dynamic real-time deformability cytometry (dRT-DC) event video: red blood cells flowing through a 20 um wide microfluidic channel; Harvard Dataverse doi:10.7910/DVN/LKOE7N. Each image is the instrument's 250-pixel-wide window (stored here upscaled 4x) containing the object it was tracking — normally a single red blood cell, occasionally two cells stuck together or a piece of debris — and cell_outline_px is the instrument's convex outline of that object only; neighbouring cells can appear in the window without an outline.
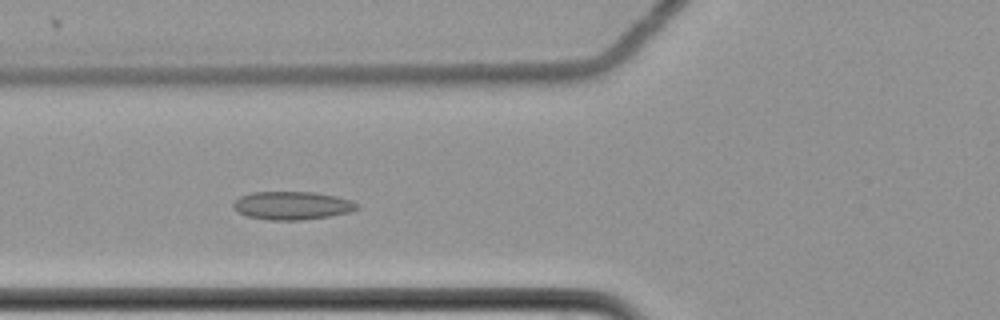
{"species": "common noctule bat (a hibernating species)", "species_latin": "Nyctalus noctula", "temperature_condition": "cold", "stored_images_in_passage": 10, "camera_frame_rate_fps": 3000, "um_per_image_px": 0.085, "animal": {"sex": "female", "body_mass_g": 22.7, "forearm_length_mm": 54.2}, "frame": {"image": 1, "passage_image": 6, "time_ms": 1.667, "image_size_px": [1000, 320], "cell_outline_px": [[360, 208], [352, 212], [328, 216], [300, 220], [268, 220], [248, 216], [232, 208], [232, 204], [240, 196], [252, 192], [312, 192], [336, 196], [352, 200]], "centroid_in_image_um": [24.84, 17.47], "position_along_channel_um": 101.0, "area_um2": 20.29}}
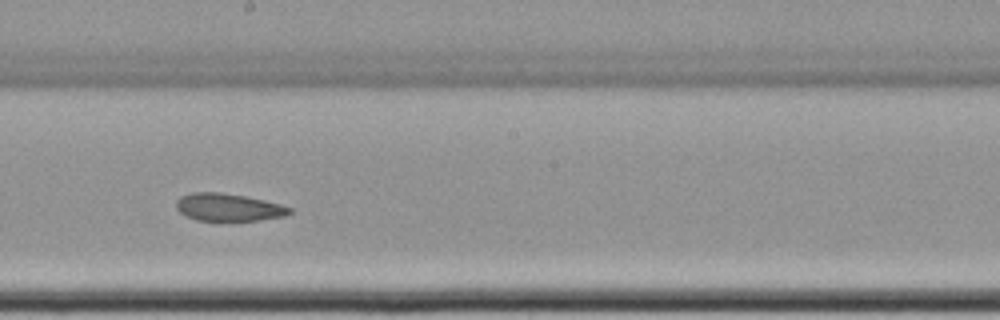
{"frame": {"image": 2, "passage_image": 9, "time_ms": 2.667, "image_size_px": [1000, 320], "cell_outline_px": [[292, 212], [284, 216], [260, 220], [196, 220], [180, 212], [176, 208], [176, 200], [180, 196], [192, 192], [220, 192], [244, 196], [264, 200], [280, 204], [292, 208]], "centroid_in_image_um": [19.4, 17.61], "position_along_channel_um": 228.8, "area_um2": 18.09}}
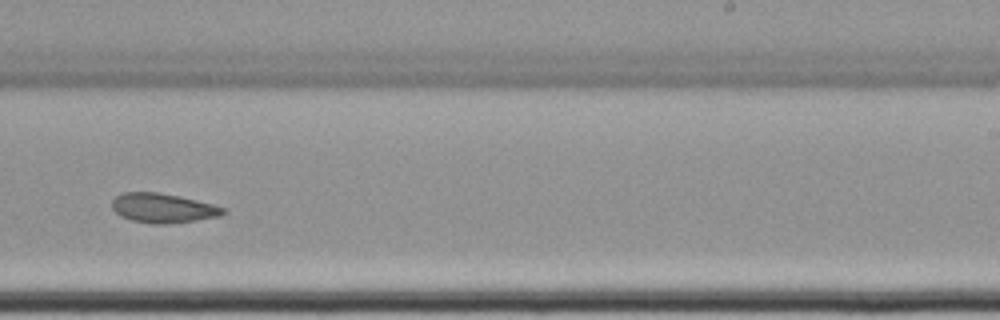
{"frame": {"image": 3, "passage_image": 10, "time_ms": 3.0, "image_size_px": [1000, 320], "cell_outline_px": [[228, 212], [220, 216], [196, 220], [168, 224], [148, 224], [132, 220], [116, 212], [112, 208], [112, 200], [116, 196], [124, 192], [156, 192], [180, 196], [212, 204], [224, 208]], "centroid_in_image_um": [13.87, 17.69], "position_along_channel_um": 275.1, "area_um2": 19.02}}